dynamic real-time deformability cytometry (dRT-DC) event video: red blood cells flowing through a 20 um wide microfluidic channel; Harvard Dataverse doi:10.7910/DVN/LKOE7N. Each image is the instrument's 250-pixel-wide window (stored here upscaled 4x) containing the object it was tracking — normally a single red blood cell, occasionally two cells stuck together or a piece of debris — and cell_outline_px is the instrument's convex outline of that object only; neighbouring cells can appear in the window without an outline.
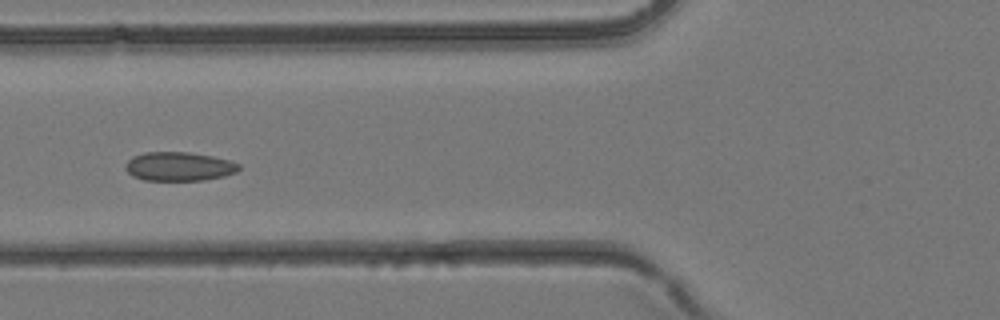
{"species": "common noctule bat (a hibernating species)", "species_latin": "Nyctalus noctula", "temperature_condition": "room temperature", "stored_images_in_passage": 6, "camera_frame_rate_fps": 3000, "um_per_image_px": 0.085, "animal": {"sex": "female", "body_mass_g": 24.6, "forearm_length_mm": 56.2}, "frame": {"image": 1, "passage_image": 5, "time_ms": 1.333, "image_size_px": [1000, 320], "cell_outline_px": [[240, 168], [236, 172], [224, 176], [204, 180], [144, 180], [132, 176], [124, 168], [124, 164], [132, 156], [144, 152], [188, 152], [212, 156], [228, 160], [240, 164]], "centroid_in_image_um": [15.18, 14.14], "position_along_channel_um": 110.6, "area_um2": 19.19}}
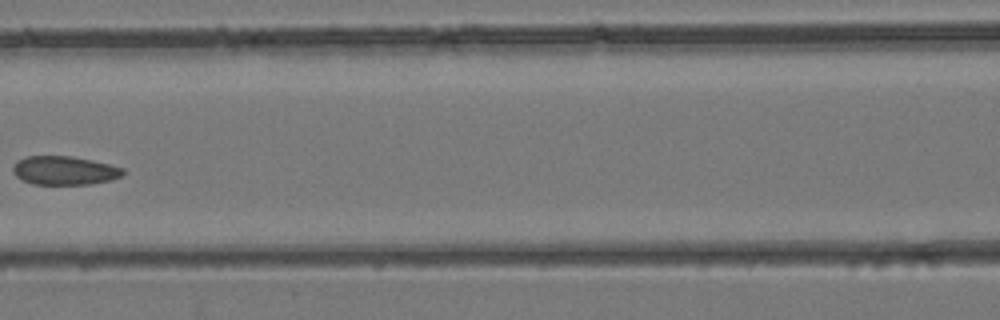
{"frame": {"image": 2, "passage_image": 6, "time_ms": 1.667, "image_size_px": [1000, 320], "cell_outline_px": [[124, 172], [120, 176], [112, 180], [92, 184], [32, 184], [16, 176], [12, 172], [12, 168], [16, 160], [28, 156], [72, 156], [92, 160], [124, 168]], "centroid_in_image_um": [5.46, 14.49], "position_along_channel_um": 161.1, "area_um2": 18.44}}